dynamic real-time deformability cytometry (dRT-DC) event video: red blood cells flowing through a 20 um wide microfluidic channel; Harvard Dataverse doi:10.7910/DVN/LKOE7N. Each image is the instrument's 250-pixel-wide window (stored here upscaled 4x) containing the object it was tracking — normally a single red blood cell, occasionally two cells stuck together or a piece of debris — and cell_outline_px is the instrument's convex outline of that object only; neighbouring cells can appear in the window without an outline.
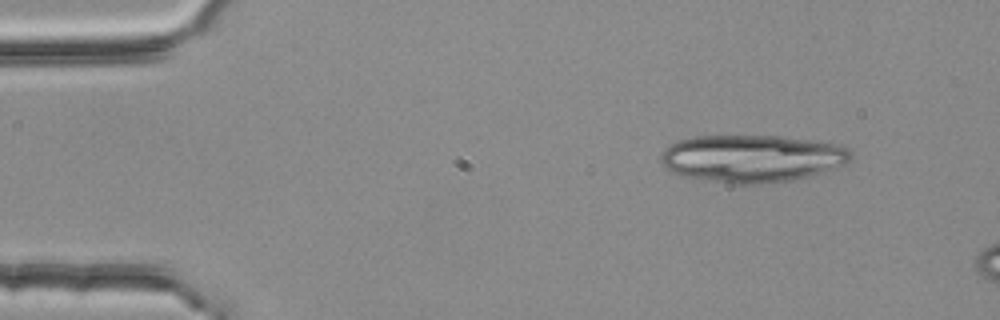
{"species": "common noctule bat (a hibernating species)", "species_latin": "Nyctalus noctula", "temperature_condition": "room temperature", "stored_images_in_passage": 3, "camera_frame_rate_fps": 3000, "um_per_image_px": 0.085, "animal": {"sex": "female", "body_mass_g": 25.1}, "frame": {"image": 1, "passage_image": 1, "time_ms": 0.0, "image_size_px": [1000, 320], "cell_outline_px": [[852, 160], [848, 164], [812, 176], [796, 180], [764, 184], [732, 184], [684, 176], [672, 172], [664, 168], [660, 164], [660, 152], [664, 148], [676, 140], [696, 136], [780, 136], [820, 140], [844, 144], [852, 152]], "centroid_in_image_um": [63.98, 13.46], "position_along_channel_um": 21.0, "area_um2": 53.87}}